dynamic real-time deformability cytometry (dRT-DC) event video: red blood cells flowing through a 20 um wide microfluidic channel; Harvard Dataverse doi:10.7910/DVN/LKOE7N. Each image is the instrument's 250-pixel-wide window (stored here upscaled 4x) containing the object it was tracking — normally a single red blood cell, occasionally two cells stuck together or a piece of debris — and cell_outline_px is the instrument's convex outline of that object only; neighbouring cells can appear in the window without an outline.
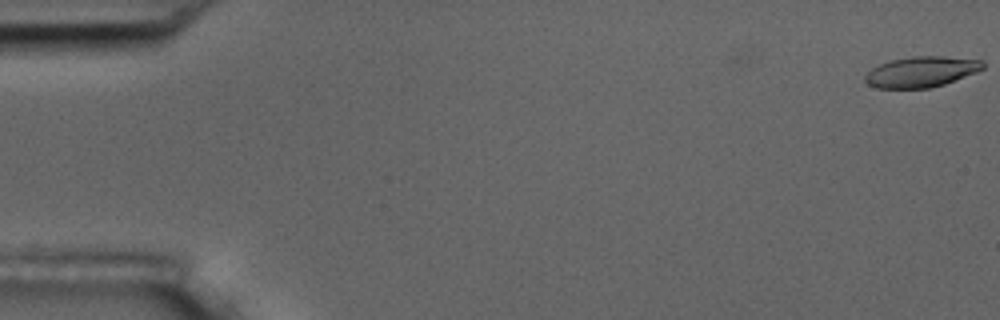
{"species": "common noctule bat (a hibernating species)", "species_latin": "Nyctalus noctula", "temperature_condition": "room temperature", "stored_images_in_passage": 56, "camera_frame_rate_fps": 3000, "um_per_image_px": 0.085, "animal": {"sex": "male", "body_mass_g": 17.5, "forearm_length_mm": 52.3}, "frame": {"image": 1, "passage_image": 1, "time_ms": 0.0, "image_size_px": [1000, 320], "cell_outline_px": [[984, 68], [976, 72], [944, 84], [928, 88], [876, 88], [868, 84], [864, 80], [864, 76], [872, 68], [880, 64], [892, 60], [912, 56], [944, 56], [984, 60]], "centroid_in_image_um": [78.31, 6.1], "position_along_channel_um": 6.7, "area_um2": 20.98}}
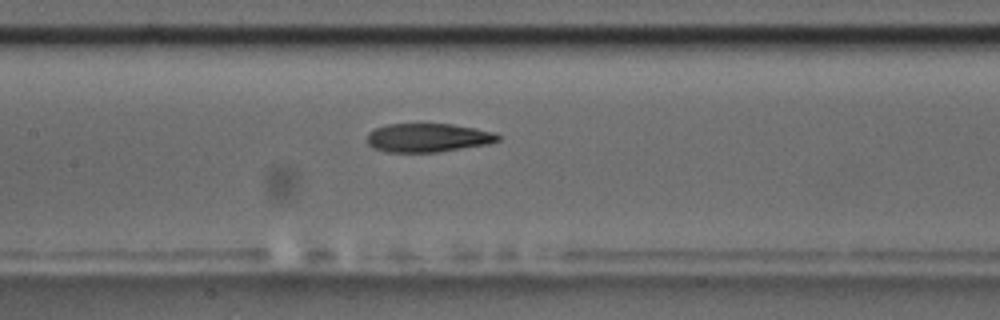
{"frame": {"image": 2, "passage_image": 27, "time_ms": 8.667, "image_size_px": [1000, 320], "cell_outline_px": [[500, 140], [488, 144], [436, 152], [388, 152], [372, 148], [368, 144], [368, 132], [376, 128], [388, 124], [452, 124], [476, 128], [492, 132], [500, 136]], "centroid_in_image_um": [36.36, 11.7], "position_along_channel_um": 171.0, "area_um2": 21.79}}
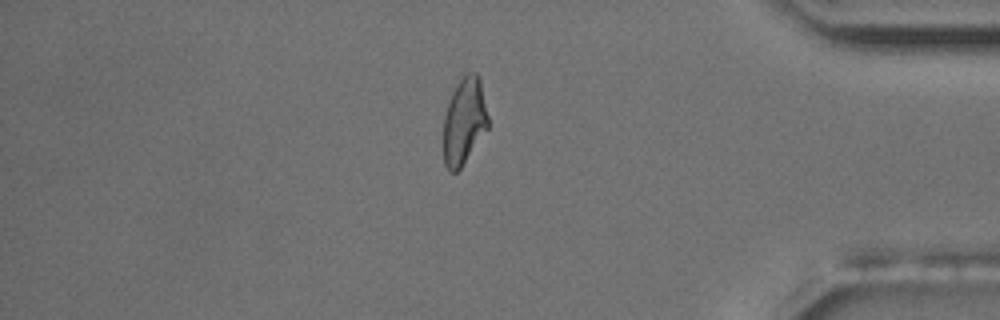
{"frame": {"image": 3, "passage_image": 48, "time_ms": 15.667, "image_size_px": [1000, 320], "cell_outline_px": [[488, 128], [460, 168], [456, 172], [448, 172], [444, 164], [444, 116], [452, 92], [460, 72], [476, 72], [480, 76], [488, 116]], "centroid_in_image_um": [39.46, 10.22], "position_along_channel_um": 395.7, "area_um2": 22.89}, "authors_computed_cell_mechanics": {"area_um2": 22.7154, "velocity_mm_per_s": 3.639, "shape_relaxation_time_tau1_ms": 6.8693, "shape_relaxation_time_tau2_ms": 3.3203, "deformation_change_tau1": 0.227, "deformation_change_tau2": 0.1175}}